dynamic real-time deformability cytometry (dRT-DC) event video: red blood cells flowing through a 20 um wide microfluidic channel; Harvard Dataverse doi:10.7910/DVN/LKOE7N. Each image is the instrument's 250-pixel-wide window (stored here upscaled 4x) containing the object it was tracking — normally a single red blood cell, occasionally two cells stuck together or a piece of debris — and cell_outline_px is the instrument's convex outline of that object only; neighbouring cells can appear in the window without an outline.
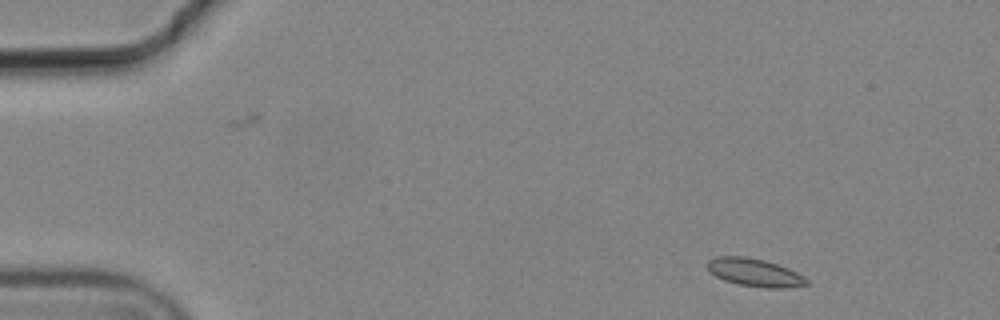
{"species": "common noctule bat (a hibernating species)", "species_latin": "Nyctalus noctula", "temperature_condition": "cold", "stored_images_in_passage": 3, "camera_frame_rate_fps": 3000, "um_per_image_px": 0.085, "animal": {"sex": "male", "body_mass_g": 19.2, "forearm_length_mm": 51.8}, "frame": {"image": 1, "passage_image": 1, "time_ms": 0.0, "image_size_px": [1000, 320], "cell_outline_px": [[808, 284], [784, 288], [764, 288], [740, 284], [724, 280], [716, 276], [708, 268], [708, 260], [716, 256], [744, 256], [764, 260], [788, 268], [804, 276], [808, 280]], "centroid_in_image_um": [64.15, 23.16], "position_along_channel_um": 20.8, "area_um2": 15.95}}